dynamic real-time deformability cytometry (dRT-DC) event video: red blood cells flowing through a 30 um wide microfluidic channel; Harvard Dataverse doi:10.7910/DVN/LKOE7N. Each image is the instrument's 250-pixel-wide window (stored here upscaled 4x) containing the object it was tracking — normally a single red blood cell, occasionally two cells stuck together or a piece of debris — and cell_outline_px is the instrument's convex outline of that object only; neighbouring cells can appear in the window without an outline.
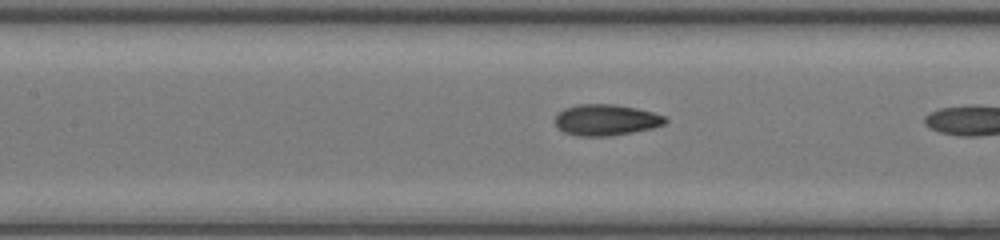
{"species": "common noctule bat (a hibernating species)", "species_latin": "Nyctalus noctula", "temperature_condition": "room temperature", "stored_images_in_passage": 12, "camera_frame_rate_fps": 3000, "um_per_image_px": 0.085, "animal": {"sex": "female", "body_mass_g": 17.0, "forearm_length_mm": 48.0}, "frame": {"image": 1, "passage_image": 7, "time_ms": 2.0, "image_size_px": [1000, 240], "cell_outline_px": [[668, 120], [664, 124], [652, 128], [632, 132], [608, 136], [576, 136], [564, 132], [556, 128], [556, 112], [564, 108], [580, 104], [612, 104], [636, 108], [652, 112], [664, 116]], "centroid_in_image_um": [51.47, 10.19], "position_along_channel_um": 155.9, "area_um2": 20.0}}
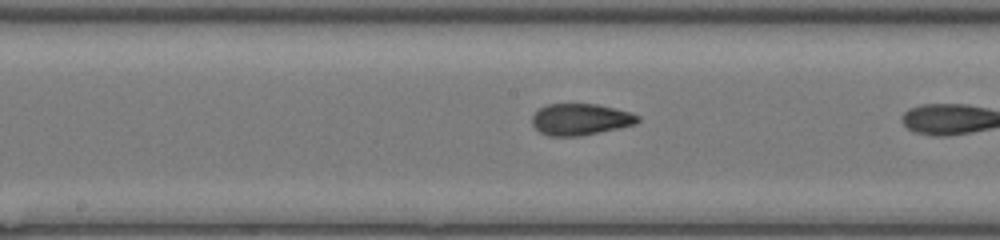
{"frame": {"image": 2, "passage_image": 10, "time_ms": 3.0, "image_size_px": [1000, 240], "cell_outline_px": [[640, 120], [636, 124], [620, 128], [580, 136], [548, 136], [540, 132], [532, 124], [532, 116], [540, 108], [548, 104], [596, 104], [616, 108], [632, 112], [640, 116]], "centroid_in_image_um": [49.37, 10.15], "position_along_channel_um": 198.8, "area_um2": 19.54}}